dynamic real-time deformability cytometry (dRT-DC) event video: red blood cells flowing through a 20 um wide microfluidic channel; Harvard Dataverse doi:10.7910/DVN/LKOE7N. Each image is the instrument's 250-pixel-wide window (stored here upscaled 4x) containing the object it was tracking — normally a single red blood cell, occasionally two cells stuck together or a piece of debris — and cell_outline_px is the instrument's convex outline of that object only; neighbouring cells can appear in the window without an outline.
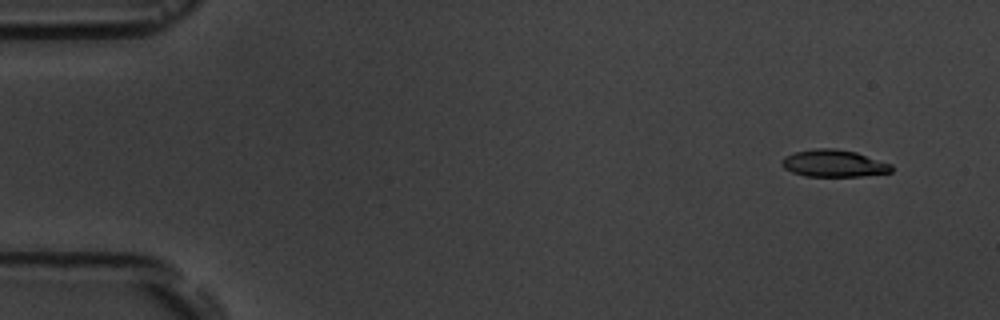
{"species": "common noctule bat (a hibernating species)", "species_latin": "Nyctalus noctula", "temperature_condition": "room temperature", "stored_images_in_passage": 5, "camera_frame_rate_fps": 3000, "um_per_image_px": 0.085, "animal": {"sex": "male", "body_mass_g": 19.5, "forearm_length_mm": 54.6}, "frame": {"image": 1, "passage_image": 1, "time_ms": 0.0, "image_size_px": [1000, 320], "cell_outline_px": [[892, 172], [860, 176], [804, 176], [792, 172], [784, 168], [780, 164], [780, 160], [784, 156], [796, 152], [816, 148], [836, 148], [856, 152], [892, 164]], "centroid_in_image_um": [70.84, 13.88], "position_along_channel_um": 14.2, "area_um2": 17.4}}
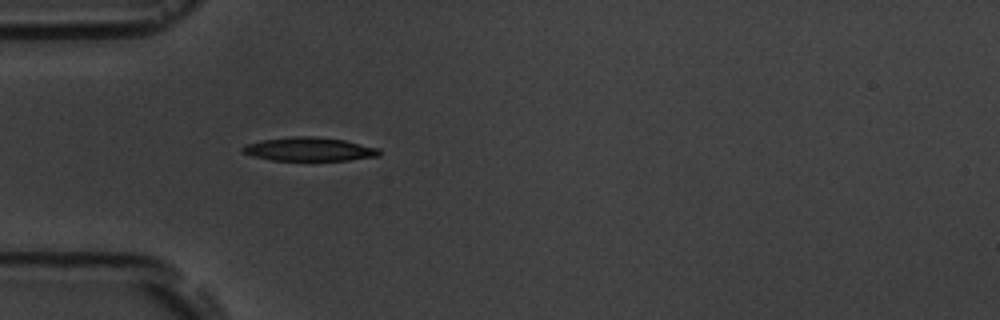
{"frame": {"image": 2, "passage_image": 5, "time_ms": 4.333, "image_size_px": [1000, 320], "cell_outline_px": [[380, 156], [348, 160], [272, 160], [252, 156], [240, 152], [240, 148], [244, 144], [264, 140], [292, 136], [316, 136], [344, 140], [380, 148]], "centroid_in_image_um": [26.26, 12.68], "position_along_channel_um": 58.7, "area_um2": 18.96}}